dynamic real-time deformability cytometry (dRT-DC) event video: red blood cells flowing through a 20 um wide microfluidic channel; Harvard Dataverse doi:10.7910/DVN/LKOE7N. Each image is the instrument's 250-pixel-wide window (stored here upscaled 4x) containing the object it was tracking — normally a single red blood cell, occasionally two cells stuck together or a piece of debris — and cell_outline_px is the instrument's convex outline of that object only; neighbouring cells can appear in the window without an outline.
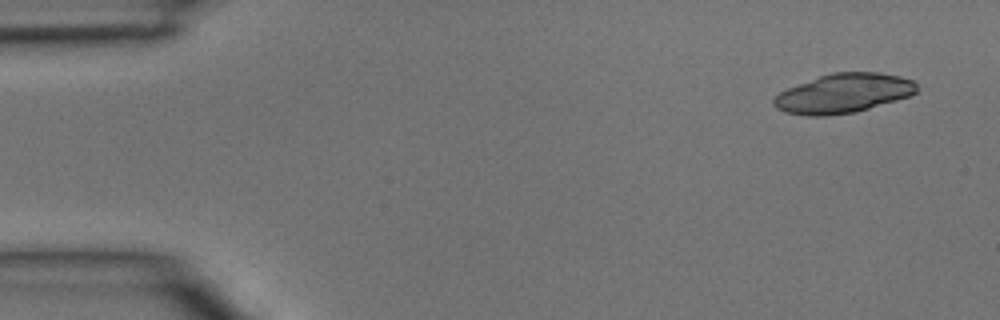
{"species": "common noctule bat (a hibernating species)", "species_latin": "Nyctalus noctula", "temperature_condition": "room temperature", "stored_images_in_passage": 3, "camera_frame_rate_fps": 3000, "um_per_image_px": 0.085, "animal": {"sex": "male", "body_mass_g": 15.6}, "frame": {"image": 1, "passage_image": 1, "time_ms": 0.0, "image_size_px": [1000, 320], "cell_outline_px": [[916, 92], [908, 96], [896, 100], [868, 108], [852, 112], [824, 116], [808, 116], [784, 112], [776, 108], [772, 104], [772, 100], [780, 92], [788, 88], [820, 76], [832, 72], [880, 72], [900, 76], [912, 80], [916, 84]], "centroid_in_image_um": [71.66, 7.93], "position_along_channel_um": 13.3, "area_um2": 32.43}}